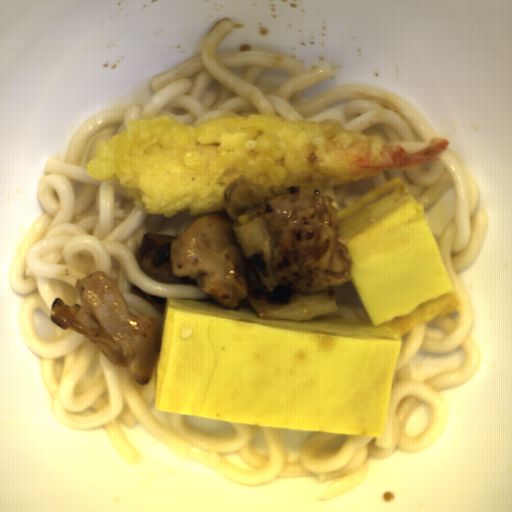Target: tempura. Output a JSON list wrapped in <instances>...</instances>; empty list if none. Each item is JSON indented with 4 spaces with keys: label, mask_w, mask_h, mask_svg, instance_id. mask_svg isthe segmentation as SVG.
I'll use <instances>...</instances> for the list:
<instances>
[{
    "label": "tempura",
    "mask_w": 512,
    "mask_h": 512,
    "mask_svg": "<svg viewBox=\"0 0 512 512\" xmlns=\"http://www.w3.org/2000/svg\"><path fill=\"white\" fill-rule=\"evenodd\" d=\"M435 137L410 152L377 135L320 122L242 113L186 125L170 115L139 118L95 147L90 178L120 185L144 213L200 218L225 212L224 190L240 174L262 187H335L435 163L449 147Z\"/></svg>",
    "instance_id": "8679c707"
}]
</instances>
